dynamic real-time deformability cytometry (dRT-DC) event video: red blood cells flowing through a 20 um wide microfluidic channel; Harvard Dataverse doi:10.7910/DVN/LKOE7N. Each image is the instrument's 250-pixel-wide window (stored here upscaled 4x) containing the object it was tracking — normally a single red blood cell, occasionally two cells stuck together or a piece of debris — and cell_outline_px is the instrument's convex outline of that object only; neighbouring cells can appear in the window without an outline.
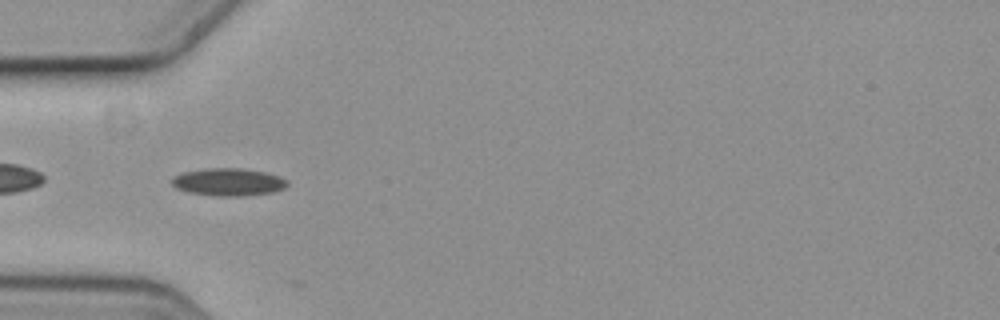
{"species": "common noctule bat (a hibernating species)", "species_latin": "Nyctalus noctula", "temperature_condition": "cold", "stored_images_in_passage": 6, "camera_frame_rate_fps": 3000, "um_per_image_px": 0.085, "animal": {"sex": "female", "body_mass_g": 19.3, "forearm_length_mm": 54.1}, "frame": {"image": 1, "passage_image": 3, "time_ms": 0.667, "image_size_px": [1000, 320], "cell_outline_px": [[288, 184], [284, 188], [272, 192], [244, 196], [216, 196], [188, 192], [176, 188], [172, 184], [172, 180], [176, 176], [184, 172], [208, 168], [240, 168], [264, 172], [276, 176], [284, 180]], "centroid_in_image_um": [19.39, 15.48], "position_along_channel_um": 65.6, "area_um2": 18.21}}
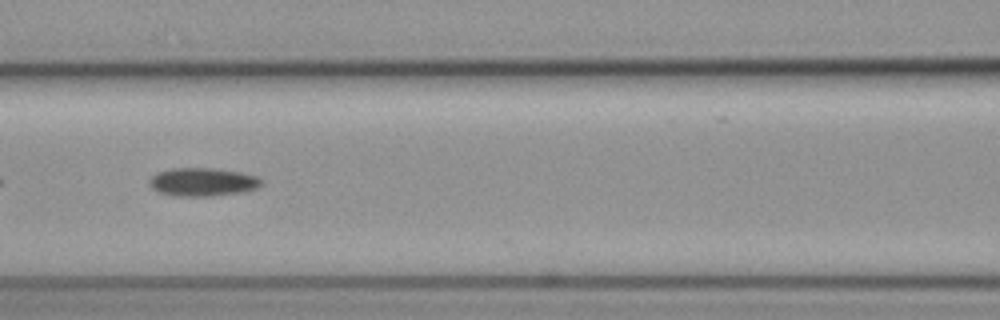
{"frame": {"image": 2, "passage_image": 5, "time_ms": 1.333, "image_size_px": [1000, 320], "cell_outline_px": [[260, 184], [256, 188], [244, 192], [212, 196], [176, 196], [160, 192], [152, 188], [148, 184], [148, 180], [156, 172], [172, 168], [212, 168], [240, 172], [256, 176], [260, 180]], "centroid_in_image_um": [17.18, 15.47], "position_along_channel_um": 149.4, "area_um2": 18.44}}
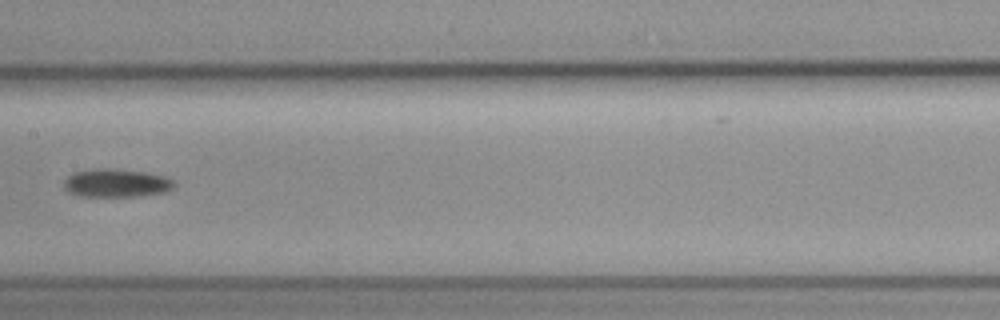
{"frame": {"image": 3, "passage_image": 6, "time_ms": 1.667, "image_size_px": [1000, 320], "cell_outline_px": [[176, 184], [168, 192], [136, 196], [80, 196], [68, 192], [64, 188], [64, 180], [68, 176], [76, 172], [92, 168], [112, 168], [148, 172], [168, 176], [176, 180]], "centroid_in_image_um": [9.95, 15.54], "position_along_channel_um": 197.5, "area_um2": 18.55}}